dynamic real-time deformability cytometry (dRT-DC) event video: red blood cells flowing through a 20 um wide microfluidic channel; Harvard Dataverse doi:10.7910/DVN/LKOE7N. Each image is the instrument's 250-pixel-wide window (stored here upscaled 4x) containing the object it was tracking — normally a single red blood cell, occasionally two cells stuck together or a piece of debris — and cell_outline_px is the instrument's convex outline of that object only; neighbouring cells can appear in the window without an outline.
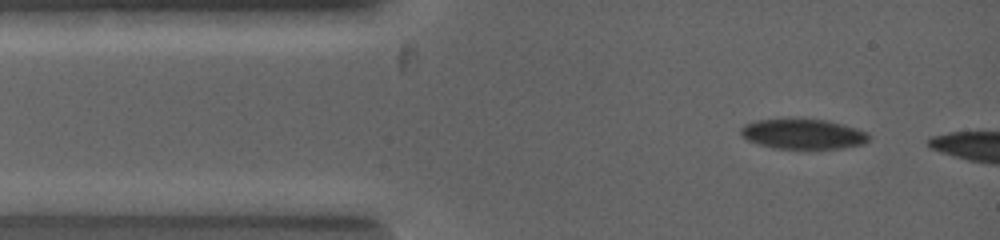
{"species": "common noctule bat (a hibernating species)", "species_latin": "Nyctalus noctula", "temperature_condition": "warm", "stored_images_in_passage": 7, "camera_frame_rate_fps": 5000, "um_per_image_px": 0.085, "animal": {"sex": "female", "body_mass_g": 19.0, "forearm_length_mm": 53.3}, "frame": {"image": 1, "passage_image": 1, "time_ms": 0.0, "image_size_px": [1000, 240], "cell_outline_px": [[872, 136], [864, 144], [844, 148], [772, 148], [748, 140], [740, 132], [740, 128], [744, 124], [756, 120], [828, 120], [844, 124], [868, 132]], "centroid_in_image_um": [68.32, 11.4], "position_along_channel_um": 16.7, "area_um2": 22.2}}
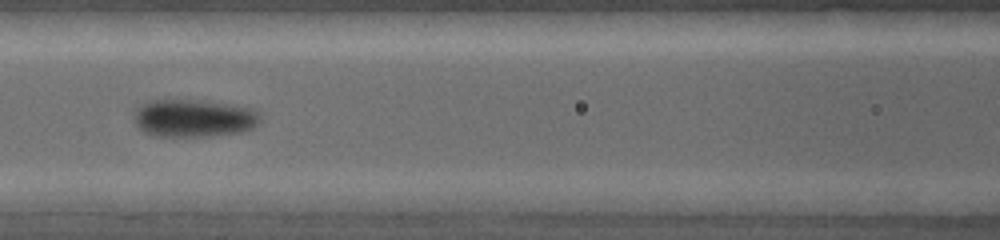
{"frame": {"image": 2, "passage_image": 5, "time_ms": 2.8, "image_size_px": [1000, 240], "cell_outline_px": [[260, 120], [252, 128], [244, 132], [208, 136], [152, 136], [144, 132], [136, 124], [132, 116], [136, 108], [144, 104], [156, 100], [188, 100], [248, 108], [256, 112], [260, 116]], "centroid_in_image_um": [16.4, 10.08], "position_along_channel_um": 150.2, "area_um2": 27.11}}